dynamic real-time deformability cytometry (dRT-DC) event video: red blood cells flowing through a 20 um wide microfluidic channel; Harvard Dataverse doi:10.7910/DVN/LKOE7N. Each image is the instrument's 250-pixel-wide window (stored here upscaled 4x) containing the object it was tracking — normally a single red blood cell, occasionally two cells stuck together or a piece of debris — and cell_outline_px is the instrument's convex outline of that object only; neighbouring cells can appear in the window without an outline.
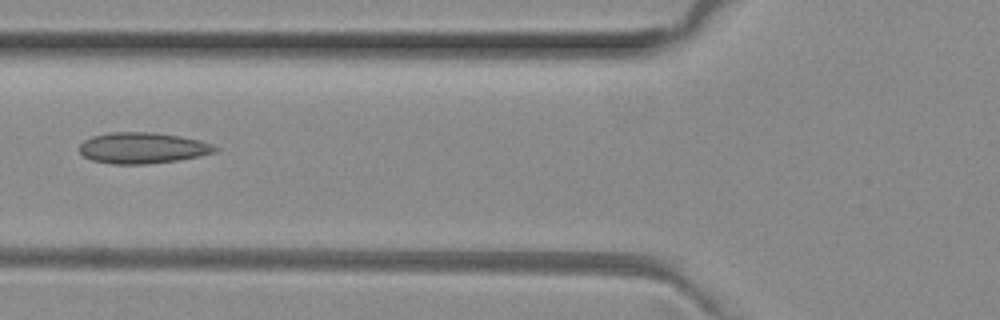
{"species": "common noctule bat (a hibernating species)", "species_latin": "Nyctalus noctula", "temperature_condition": "room temperature", "stored_images_in_passage": 3, "camera_frame_rate_fps": 3000, "um_per_image_px": 0.085, "animal": {"sex": "female", "body_mass_g": 29.2, "forearm_length_mm": 56.3}, "frame": {"image": 1, "passage_image": 3, "time_ms": 0.667, "image_size_px": [1000, 320], "cell_outline_px": [[220, 148], [216, 152], [200, 156], [176, 160], [148, 164], [112, 164], [92, 160], [84, 156], [80, 152], [80, 144], [84, 140], [92, 136], [112, 132], [156, 132], [180, 136], [200, 140], [212, 144]], "centroid_in_image_um": [12.14, 12.57], "position_along_channel_um": 113.7, "area_um2": 24.62}}